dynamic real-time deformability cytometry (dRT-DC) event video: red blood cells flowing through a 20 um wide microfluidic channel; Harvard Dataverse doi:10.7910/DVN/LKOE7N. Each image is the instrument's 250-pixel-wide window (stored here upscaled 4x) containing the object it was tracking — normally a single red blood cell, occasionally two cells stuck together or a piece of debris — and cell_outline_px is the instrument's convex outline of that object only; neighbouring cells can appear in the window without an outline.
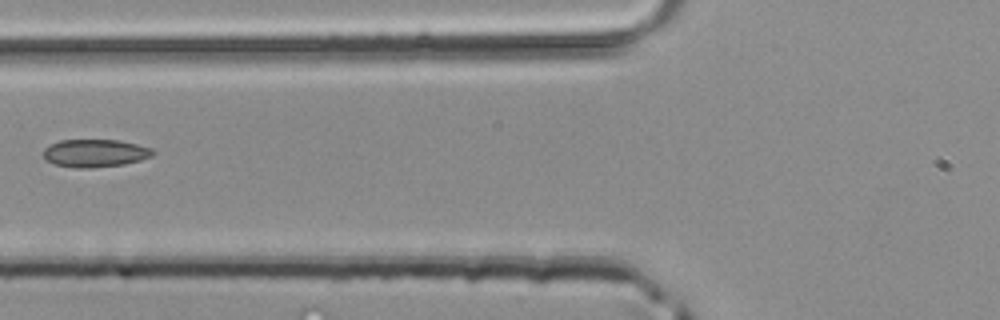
{"species": "common noctule bat (a hibernating species)", "species_latin": "Nyctalus noctula", "temperature_condition": "room temperature", "stored_images_in_passage": 3, "camera_frame_rate_fps": 3000, "um_per_image_px": 0.085, "animal": {"sex": "male", "body_mass_g": 20.4}, "frame": {"image": 1, "passage_image": 3, "time_ms": 0.667, "image_size_px": [1000, 320], "cell_outline_px": [[156, 152], [152, 156], [140, 160], [124, 164], [88, 168], [72, 168], [56, 164], [44, 160], [44, 148], [60, 140], [120, 140], [152, 148]], "centroid_in_image_um": [8.09, 13.02], "position_along_channel_um": 117.7, "area_um2": 17.74}}